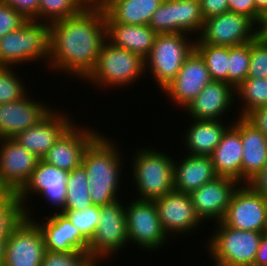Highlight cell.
Here are the masks:
<instances>
[{"mask_svg":"<svg viewBox=\"0 0 267 266\" xmlns=\"http://www.w3.org/2000/svg\"><path fill=\"white\" fill-rule=\"evenodd\" d=\"M80 125L75 121L42 160L68 173L80 166L84 151L102 133L92 125Z\"/></svg>","mask_w":267,"mask_h":266,"instance_id":"16","label":"cell"},{"mask_svg":"<svg viewBox=\"0 0 267 266\" xmlns=\"http://www.w3.org/2000/svg\"><path fill=\"white\" fill-rule=\"evenodd\" d=\"M259 36L267 41V13L263 16V20L259 26Z\"/></svg>","mask_w":267,"mask_h":266,"instance_id":"48","label":"cell"},{"mask_svg":"<svg viewBox=\"0 0 267 266\" xmlns=\"http://www.w3.org/2000/svg\"><path fill=\"white\" fill-rule=\"evenodd\" d=\"M89 0H39L38 21L52 23L79 14Z\"/></svg>","mask_w":267,"mask_h":266,"instance_id":"32","label":"cell"},{"mask_svg":"<svg viewBox=\"0 0 267 266\" xmlns=\"http://www.w3.org/2000/svg\"><path fill=\"white\" fill-rule=\"evenodd\" d=\"M145 75V60L142 57L127 49L115 47L106 40L94 68L83 79V84L89 82L90 86L92 84L97 90L109 88L110 91L117 87L116 90H120L122 87H133L135 83L146 78Z\"/></svg>","mask_w":267,"mask_h":266,"instance_id":"4","label":"cell"},{"mask_svg":"<svg viewBox=\"0 0 267 266\" xmlns=\"http://www.w3.org/2000/svg\"><path fill=\"white\" fill-rule=\"evenodd\" d=\"M200 2L204 19L229 11L228 0H201Z\"/></svg>","mask_w":267,"mask_h":266,"instance_id":"44","label":"cell"},{"mask_svg":"<svg viewBox=\"0 0 267 266\" xmlns=\"http://www.w3.org/2000/svg\"><path fill=\"white\" fill-rule=\"evenodd\" d=\"M66 185V200L62 210H82L93 205L88 188L87 172L82 164L68 173Z\"/></svg>","mask_w":267,"mask_h":266,"instance_id":"31","label":"cell"},{"mask_svg":"<svg viewBox=\"0 0 267 266\" xmlns=\"http://www.w3.org/2000/svg\"><path fill=\"white\" fill-rule=\"evenodd\" d=\"M257 9L265 15L267 13V0H254Z\"/></svg>","mask_w":267,"mask_h":266,"instance_id":"49","label":"cell"},{"mask_svg":"<svg viewBox=\"0 0 267 266\" xmlns=\"http://www.w3.org/2000/svg\"><path fill=\"white\" fill-rule=\"evenodd\" d=\"M195 41V37L185 33H159L156 36L145 59V74H151L152 82L161 89L159 92L177 76L186 58L195 49Z\"/></svg>","mask_w":267,"mask_h":266,"instance_id":"7","label":"cell"},{"mask_svg":"<svg viewBox=\"0 0 267 266\" xmlns=\"http://www.w3.org/2000/svg\"><path fill=\"white\" fill-rule=\"evenodd\" d=\"M163 0H97L105 12L106 23L149 25Z\"/></svg>","mask_w":267,"mask_h":266,"instance_id":"26","label":"cell"},{"mask_svg":"<svg viewBox=\"0 0 267 266\" xmlns=\"http://www.w3.org/2000/svg\"><path fill=\"white\" fill-rule=\"evenodd\" d=\"M181 156L174 160V190L190 194L217 177L211 156Z\"/></svg>","mask_w":267,"mask_h":266,"instance_id":"25","label":"cell"},{"mask_svg":"<svg viewBox=\"0 0 267 266\" xmlns=\"http://www.w3.org/2000/svg\"><path fill=\"white\" fill-rule=\"evenodd\" d=\"M258 35L259 27L250 18L227 11L205 19L195 44L231 47L249 43Z\"/></svg>","mask_w":267,"mask_h":266,"instance_id":"11","label":"cell"},{"mask_svg":"<svg viewBox=\"0 0 267 266\" xmlns=\"http://www.w3.org/2000/svg\"><path fill=\"white\" fill-rule=\"evenodd\" d=\"M160 149L142 148L133 149L131 172L135 191L133 198L138 200L154 201L174 190V159L172 154ZM134 154V155H133ZM171 156V157H170ZM136 193V194H135ZM137 196H135V195Z\"/></svg>","mask_w":267,"mask_h":266,"instance_id":"3","label":"cell"},{"mask_svg":"<svg viewBox=\"0 0 267 266\" xmlns=\"http://www.w3.org/2000/svg\"><path fill=\"white\" fill-rule=\"evenodd\" d=\"M234 104H236L235 88L226 82L211 81L183 111L189 119L197 120H229L227 117L225 118L229 112L230 120L234 121L231 110L234 111L233 117H239L236 115L237 111L234 109L236 105Z\"/></svg>","mask_w":267,"mask_h":266,"instance_id":"18","label":"cell"},{"mask_svg":"<svg viewBox=\"0 0 267 266\" xmlns=\"http://www.w3.org/2000/svg\"><path fill=\"white\" fill-rule=\"evenodd\" d=\"M211 228L212 233L202 246L213 266H253L265 233L236 230L222 221L212 224Z\"/></svg>","mask_w":267,"mask_h":266,"instance_id":"6","label":"cell"},{"mask_svg":"<svg viewBox=\"0 0 267 266\" xmlns=\"http://www.w3.org/2000/svg\"><path fill=\"white\" fill-rule=\"evenodd\" d=\"M188 121L191 124L184 128L180 146L185 147L187 152L184 151V154L193 156H211L221 142L223 134L233 124L230 120L189 119Z\"/></svg>","mask_w":267,"mask_h":266,"instance_id":"23","label":"cell"},{"mask_svg":"<svg viewBox=\"0 0 267 266\" xmlns=\"http://www.w3.org/2000/svg\"><path fill=\"white\" fill-rule=\"evenodd\" d=\"M40 160L13 138H0V191L18 193Z\"/></svg>","mask_w":267,"mask_h":266,"instance_id":"15","label":"cell"},{"mask_svg":"<svg viewBox=\"0 0 267 266\" xmlns=\"http://www.w3.org/2000/svg\"><path fill=\"white\" fill-rule=\"evenodd\" d=\"M7 239H0V266L3 265Z\"/></svg>","mask_w":267,"mask_h":266,"instance_id":"50","label":"cell"},{"mask_svg":"<svg viewBox=\"0 0 267 266\" xmlns=\"http://www.w3.org/2000/svg\"><path fill=\"white\" fill-rule=\"evenodd\" d=\"M32 218L42 230L45 249L49 252H86L89 242L81 235L63 212ZM41 219V220H40Z\"/></svg>","mask_w":267,"mask_h":266,"instance_id":"21","label":"cell"},{"mask_svg":"<svg viewBox=\"0 0 267 266\" xmlns=\"http://www.w3.org/2000/svg\"><path fill=\"white\" fill-rule=\"evenodd\" d=\"M125 212L130 248L137 245L145 254L164 249L170 238L162 228L154 201L127 198Z\"/></svg>","mask_w":267,"mask_h":266,"instance_id":"10","label":"cell"},{"mask_svg":"<svg viewBox=\"0 0 267 266\" xmlns=\"http://www.w3.org/2000/svg\"><path fill=\"white\" fill-rule=\"evenodd\" d=\"M236 110L239 117H246L254 109L267 106V77L246 78L235 88Z\"/></svg>","mask_w":267,"mask_h":266,"instance_id":"29","label":"cell"},{"mask_svg":"<svg viewBox=\"0 0 267 266\" xmlns=\"http://www.w3.org/2000/svg\"><path fill=\"white\" fill-rule=\"evenodd\" d=\"M253 266H267V232L260 241Z\"/></svg>","mask_w":267,"mask_h":266,"instance_id":"47","label":"cell"},{"mask_svg":"<svg viewBox=\"0 0 267 266\" xmlns=\"http://www.w3.org/2000/svg\"><path fill=\"white\" fill-rule=\"evenodd\" d=\"M71 115L72 113L55 107L41 121L18 133L13 139L27 151L43 159L61 135L75 122L73 118L76 115Z\"/></svg>","mask_w":267,"mask_h":266,"instance_id":"19","label":"cell"},{"mask_svg":"<svg viewBox=\"0 0 267 266\" xmlns=\"http://www.w3.org/2000/svg\"><path fill=\"white\" fill-rule=\"evenodd\" d=\"M45 252L42 230L24 216L7 238L2 266H42Z\"/></svg>","mask_w":267,"mask_h":266,"instance_id":"14","label":"cell"},{"mask_svg":"<svg viewBox=\"0 0 267 266\" xmlns=\"http://www.w3.org/2000/svg\"><path fill=\"white\" fill-rule=\"evenodd\" d=\"M239 184L234 179L217 176L190 193L196 214L203 223L211 225L222 221Z\"/></svg>","mask_w":267,"mask_h":266,"instance_id":"20","label":"cell"},{"mask_svg":"<svg viewBox=\"0 0 267 266\" xmlns=\"http://www.w3.org/2000/svg\"><path fill=\"white\" fill-rule=\"evenodd\" d=\"M149 26L159 33H175L174 0H163L153 13Z\"/></svg>","mask_w":267,"mask_h":266,"instance_id":"40","label":"cell"},{"mask_svg":"<svg viewBox=\"0 0 267 266\" xmlns=\"http://www.w3.org/2000/svg\"><path fill=\"white\" fill-rule=\"evenodd\" d=\"M100 264L86 252H49L43 257L42 266H99Z\"/></svg>","mask_w":267,"mask_h":266,"instance_id":"38","label":"cell"},{"mask_svg":"<svg viewBox=\"0 0 267 266\" xmlns=\"http://www.w3.org/2000/svg\"><path fill=\"white\" fill-rule=\"evenodd\" d=\"M91 3H95L97 0H89Z\"/></svg>","mask_w":267,"mask_h":266,"instance_id":"51","label":"cell"},{"mask_svg":"<svg viewBox=\"0 0 267 266\" xmlns=\"http://www.w3.org/2000/svg\"><path fill=\"white\" fill-rule=\"evenodd\" d=\"M88 241L92 239L100 218V206L92 205L82 210H61Z\"/></svg>","mask_w":267,"mask_h":266,"instance_id":"37","label":"cell"},{"mask_svg":"<svg viewBox=\"0 0 267 266\" xmlns=\"http://www.w3.org/2000/svg\"><path fill=\"white\" fill-rule=\"evenodd\" d=\"M106 40L105 12L96 3L75 16L53 21L48 71L62 73L73 81L83 80L94 68Z\"/></svg>","mask_w":267,"mask_h":266,"instance_id":"1","label":"cell"},{"mask_svg":"<svg viewBox=\"0 0 267 266\" xmlns=\"http://www.w3.org/2000/svg\"><path fill=\"white\" fill-rule=\"evenodd\" d=\"M175 33H185L197 38L205 19L201 2L196 0H174Z\"/></svg>","mask_w":267,"mask_h":266,"instance_id":"30","label":"cell"},{"mask_svg":"<svg viewBox=\"0 0 267 266\" xmlns=\"http://www.w3.org/2000/svg\"><path fill=\"white\" fill-rule=\"evenodd\" d=\"M245 118L267 136V106L254 109Z\"/></svg>","mask_w":267,"mask_h":266,"instance_id":"45","label":"cell"},{"mask_svg":"<svg viewBox=\"0 0 267 266\" xmlns=\"http://www.w3.org/2000/svg\"><path fill=\"white\" fill-rule=\"evenodd\" d=\"M122 200L100 206L99 223L87 250L101 266L129 247L125 201Z\"/></svg>","mask_w":267,"mask_h":266,"instance_id":"8","label":"cell"},{"mask_svg":"<svg viewBox=\"0 0 267 266\" xmlns=\"http://www.w3.org/2000/svg\"><path fill=\"white\" fill-rule=\"evenodd\" d=\"M17 69L0 66V104L18 101L29 92L28 86L24 83L25 78H21L19 73L15 72Z\"/></svg>","mask_w":267,"mask_h":266,"instance_id":"36","label":"cell"},{"mask_svg":"<svg viewBox=\"0 0 267 266\" xmlns=\"http://www.w3.org/2000/svg\"><path fill=\"white\" fill-rule=\"evenodd\" d=\"M235 120L223 134L221 142L214 149L211 158L217 176L228 177L241 184L243 157L241 117H237Z\"/></svg>","mask_w":267,"mask_h":266,"instance_id":"24","label":"cell"},{"mask_svg":"<svg viewBox=\"0 0 267 266\" xmlns=\"http://www.w3.org/2000/svg\"><path fill=\"white\" fill-rule=\"evenodd\" d=\"M27 19L10 5L0 3V38L19 29Z\"/></svg>","mask_w":267,"mask_h":266,"instance_id":"41","label":"cell"},{"mask_svg":"<svg viewBox=\"0 0 267 266\" xmlns=\"http://www.w3.org/2000/svg\"><path fill=\"white\" fill-rule=\"evenodd\" d=\"M229 11L250 18L258 27L263 20V14L257 9L254 0H228Z\"/></svg>","mask_w":267,"mask_h":266,"instance_id":"42","label":"cell"},{"mask_svg":"<svg viewBox=\"0 0 267 266\" xmlns=\"http://www.w3.org/2000/svg\"><path fill=\"white\" fill-rule=\"evenodd\" d=\"M109 137L110 134L106 136L102 131L84 151L82 158V165L88 176L91 202L98 206L121 199L119 194L123 189L121 182L124 180L122 172L124 170L125 175L127 169L124 164V151H121L118 141Z\"/></svg>","mask_w":267,"mask_h":266,"instance_id":"2","label":"cell"},{"mask_svg":"<svg viewBox=\"0 0 267 266\" xmlns=\"http://www.w3.org/2000/svg\"><path fill=\"white\" fill-rule=\"evenodd\" d=\"M0 3L10 5L27 20L38 21L39 0H0Z\"/></svg>","mask_w":267,"mask_h":266,"instance_id":"43","label":"cell"},{"mask_svg":"<svg viewBox=\"0 0 267 266\" xmlns=\"http://www.w3.org/2000/svg\"><path fill=\"white\" fill-rule=\"evenodd\" d=\"M67 176L68 172L47 164L41 159L29 180L17 193L25 217L35 218V213H33L35 210L32 209L34 204L31 206L34 196L36 199L39 197L38 199L41 198V201H46L45 204L48 205V208L52 206L53 212H60L64 208L66 200ZM28 202L30 203L28 204Z\"/></svg>","mask_w":267,"mask_h":266,"instance_id":"9","label":"cell"},{"mask_svg":"<svg viewBox=\"0 0 267 266\" xmlns=\"http://www.w3.org/2000/svg\"><path fill=\"white\" fill-rule=\"evenodd\" d=\"M241 184H247L267 164V136L241 117Z\"/></svg>","mask_w":267,"mask_h":266,"instance_id":"27","label":"cell"},{"mask_svg":"<svg viewBox=\"0 0 267 266\" xmlns=\"http://www.w3.org/2000/svg\"><path fill=\"white\" fill-rule=\"evenodd\" d=\"M267 77V41L259 35L250 42V63L247 78Z\"/></svg>","mask_w":267,"mask_h":266,"instance_id":"39","label":"cell"},{"mask_svg":"<svg viewBox=\"0 0 267 266\" xmlns=\"http://www.w3.org/2000/svg\"><path fill=\"white\" fill-rule=\"evenodd\" d=\"M28 92L18 101L0 104V138H14L18 133L37 124L52 109Z\"/></svg>","mask_w":267,"mask_h":266,"instance_id":"22","label":"cell"},{"mask_svg":"<svg viewBox=\"0 0 267 266\" xmlns=\"http://www.w3.org/2000/svg\"><path fill=\"white\" fill-rule=\"evenodd\" d=\"M164 232L171 240L193 236L201 230L203 223L197 216L190 194L172 190L154 200ZM200 227V228H199ZM199 229V230H198ZM177 234V235H176ZM177 237V238H176Z\"/></svg>","mask_w":267,"mask_h":266,"instance_id":"13","label":"cell"},{"mask_svg":"<svg viewBox=\"0 0 267 266\" xmlns=\"http://www.w3.org/2000/svg\"><path fill=\"white\" fill-rule=\"evenodd\" d=\"M158 34L149 25L106 23L107 41L127 49L144 60L148 57Z\"/></svg>","mask_w":267,"mask_h":266,"instance_id":"28","label":"cell"},{"mask_svg":"<svg viewBox=\"0 0 267 266\" xmlns=\"http://www.w3.org/2000/svg\"><path fill=\"white\" fill-rule=\"evenodd\" d=\"M222 222L233 229L267 232V199L248 184H239L232 194Z\"/></svg>","mask_w":267,"mask_h":266,"instance_id":"12","label":"cell"},{"mask_svg":"<svg viewBox=\"0 0 267 266\" xmlns=\"http://www.w3.org/2000/svg\"><path fill=\"white\" fill-rule=\"evenodd\" d=\"M195 50L203 58L212 81L227 83L228 46L195 44Z\"/></svg>","mask_w":267,"mask_h":266,"instance_id":"33","label":"cell"},{"mask_svg":"<svg viewBox=\"0 0 267 266\" xmlns=\"http://www.w3.org/2000/svg\"><path fill=\"white\" fill-rule=\"evenodd\" d=\"M212 81L209 70L194 49L186 58L177 76L161 91L172 105L182 111Z\"/></svg>","mask_w":267,"mask_h":266,"instance_id":"17","label":"cell"},{"mask_svg":"<svg viewBox=\"0 0 267 266\" xmlns=\"http://www.w3.org/2000/svg\"><path fill=\"white\" fill-rule=\"evenodd\" d=\"M247 184L264 199H267V164Z\"/></svg>","mask_w":267,"mask_h":266,"instance_id":"46","label":"cell"},{"mask_svg":"<svg viewBox=\"0 0 267 266\" xmlns=\"http://www.w3.org/2000/svg\"><path fill=\"white\" fill-rule=\"evenodd\" d=\"M250 63V42L228 46L227 83L238 87L248 76Z\"/></svg>","mask_w":267,"mask_h":266,"instance_id":"35","label":"cell"},{"mask_svg":"<svg viewBox=\"0 0 267 266\" xmlns=\"http://www.w3.org/2000/svg\"><path fill=\"white\" fill-rule=\"evenodd\" d=\"M50 24L27 20L19 29L0 38V66L20 67L36 61L48 68ZM25 64V65H24Z\"/></svg>","mask_w":267,"mask_h":266,"instance_id":"5","label":"cell"},{"mask_svg":"<svg viewBox=\"0 0 267 266\" xmlns=\"http://www.w3.org/2000/svg\"><path fill=\"white\" fill-rule=\"evenodd\" d=\"M24 216L17 193L0 191V239H7Z\"/></svg>","mask_w":267,"mask_h":266,"instance_id":"34","label":"cell"}]
</instances>
